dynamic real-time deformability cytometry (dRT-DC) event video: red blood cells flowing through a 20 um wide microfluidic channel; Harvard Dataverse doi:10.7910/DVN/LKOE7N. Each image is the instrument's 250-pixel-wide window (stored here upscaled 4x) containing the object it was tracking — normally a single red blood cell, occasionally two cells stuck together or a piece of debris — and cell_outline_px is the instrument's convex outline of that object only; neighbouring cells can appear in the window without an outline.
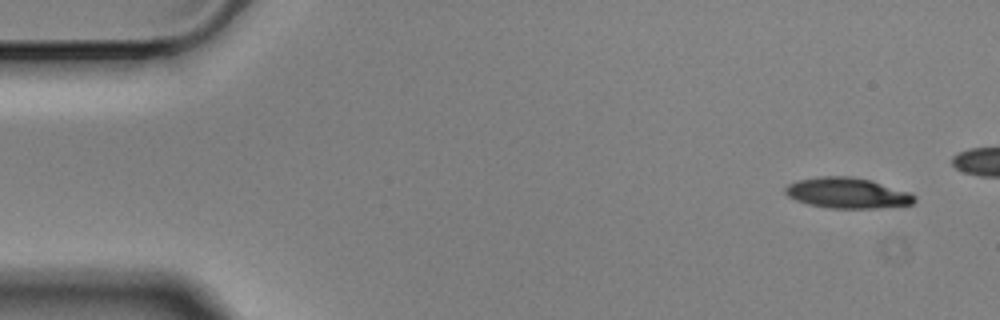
{"species": "Egyptian fruit bat (a non-hibernating species)", "species_latin": "Rousettus aegyptiacus", "temperature_condition": "cold", "stored_images_in_passage": 11, "segment_of_instrument_passage": [1, 2], "camera_frame_rate_fps": 3000, "um_per_image_px": 0.085, "animal": {"sex": "male"}, "frame": {"image": 1, "passage_image": 1, "time_ms": 0.0, "image_size_px": [1000, 320], "cell_outline_px": [[916, 200], [912, 204], [876, 208], [828, 208], [808, 204], [796, 200], [788, 196], [784, 192], [784, 188], [788, 184], [796, 180], [820, 176], [852, 176], [872, 180], [912, 192], [916, 196]], "centroid_in_image_um": [72.04, 16.39], "position_along_channel_um": 13.0, "area_um2": 23.35}}
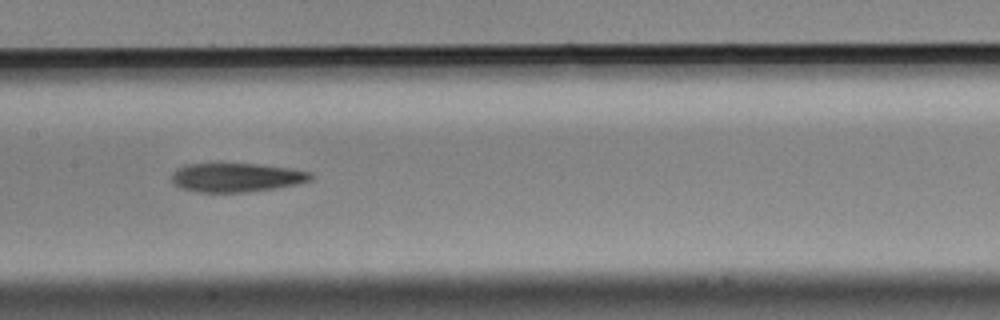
{"frame": {"image": 2, "passage_image": 8, "time_ms": 2.333, "image_size_px": [1000, 320], "cell_outline_px": [[312, 180], [296, 184], [248, 192], [196, 192], [180, 188], [172, 180], [172, 172], [176, 168], [188, 164], [256, 164], [288, 168], [312, 172]], "centroid_in_image_um": [20.07, 15.09], "position_along_channel_um": 187.3, "area_um2": 23.24}}
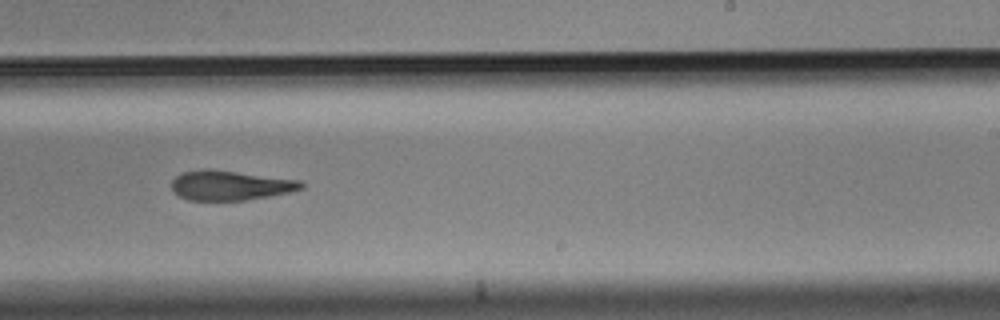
{"frame": {"image": 3, "passage_image": 10, "time_ms": 3.0, "image_size_px": [1000, 320], "cell_outline_px": [[304, 188], [288, 192], [268, 196], [244, 200], [188, 200], [172, 192], [172, 180], [176, 176], [184, 172], [200, 168], [208, 168], [300, 180], [304, 184]], "centroid_in_image_um": [19.53, 15.74], "position_along_channel_um": 269.5, "area_um2": 22.43}}